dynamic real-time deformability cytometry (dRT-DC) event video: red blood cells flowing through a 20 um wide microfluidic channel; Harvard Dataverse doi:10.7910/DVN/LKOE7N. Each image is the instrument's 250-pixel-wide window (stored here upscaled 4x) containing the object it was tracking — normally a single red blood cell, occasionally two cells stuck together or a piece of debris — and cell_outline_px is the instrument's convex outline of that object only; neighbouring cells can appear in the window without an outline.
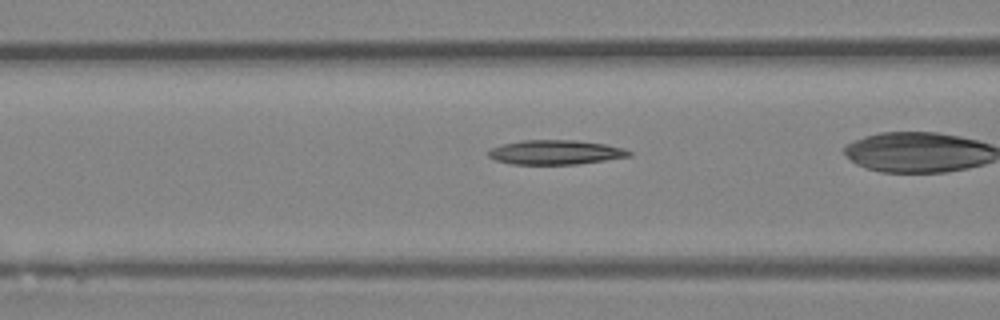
{"species": "Egyptian fruit bat (a non-hibernating species)", "species_latin": "Rousettus aegyptiacus", "temperature_condition": "room temperature", "stored_images_in_passage": 27, "camera_frame_rate_fps": 3000, "um_per_image_px": 0.085, "animal": {"sex": "female"}, "frame": {"image": 1, "passage_image": 8, "time_ms": 2.333, "image_size_px": [1000, 320], "cell_outline_px": [[632, 156], [576, 164], [512, 164], [496, 160], [488, 156], [488, 152], [492, 148], [504, 144], [520, 140], [576, 140], [604, 144], [624, 148], [632, 152]], "centroid_in_image_um": [47.23, 12.94], "position_along_channel_um": 119.4, "area_um2": 19.88}}